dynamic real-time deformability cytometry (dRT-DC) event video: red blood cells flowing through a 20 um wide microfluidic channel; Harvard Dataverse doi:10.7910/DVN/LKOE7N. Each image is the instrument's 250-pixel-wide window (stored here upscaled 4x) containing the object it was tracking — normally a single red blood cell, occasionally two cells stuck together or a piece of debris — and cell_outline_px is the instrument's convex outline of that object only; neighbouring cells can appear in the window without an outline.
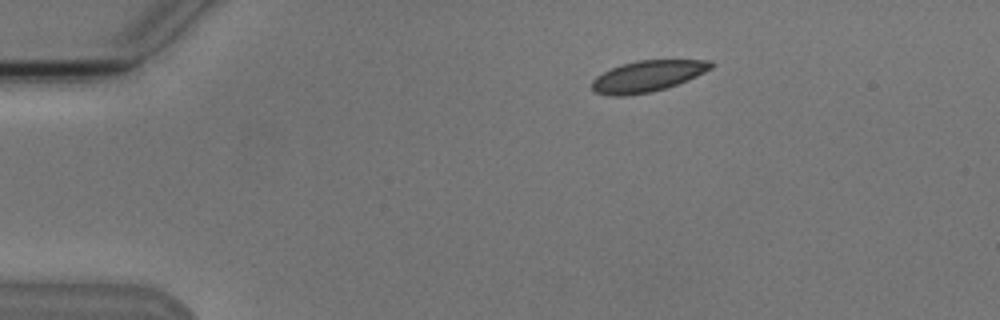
{"species": "Egyptian fruit bat (a non-hibernating species)", "species_latin": "Rousettus aegyptiacus", "temperature_condition": "cold", "stored_images_in_passage": 4, "camera_frame_rate_fps": 3000, "um_per_image_px": 0.085, "animal": {"sex": "male"}, "frame": {"image": 1, "passage_image": 2, "time_ms": 1.333, "image_size_px": [1000, 320], "cell_outline_px": [[716, 64], [712, 68], [696, 76], [676, 84], [664, 88], [648, 92], [624, 96], [612, 96], [596, 92], [592, 88], [592, 80], [596, 76], [612, 68], [636, 60], [712, 60]], "centroid_in_image_um": [55.05, 6.46], "position_along_channel_um": 29.9, "area_um2": 21.33}}